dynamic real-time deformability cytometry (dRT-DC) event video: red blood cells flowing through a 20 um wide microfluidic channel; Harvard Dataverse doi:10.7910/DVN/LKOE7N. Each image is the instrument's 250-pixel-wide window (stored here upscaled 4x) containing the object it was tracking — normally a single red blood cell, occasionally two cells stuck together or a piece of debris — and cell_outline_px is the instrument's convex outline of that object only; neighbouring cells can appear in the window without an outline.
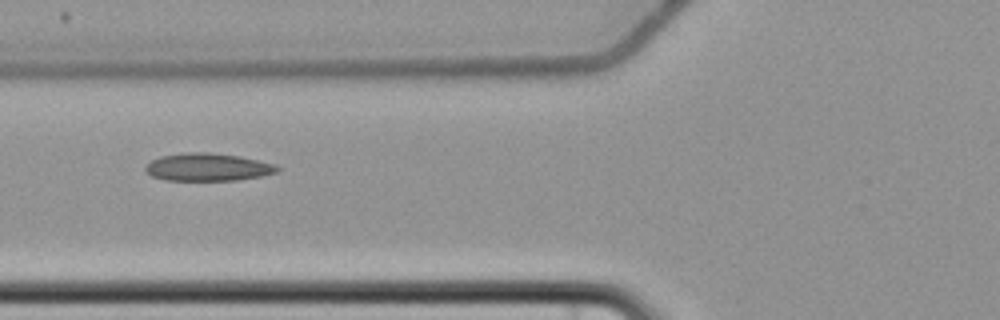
{"species": "common noctule bat (a hibernating species)", "species_latin": "Nyctalus noctula", "temperature_condition": "cold", "stored_images_in_passage": 10, "camera_frame_rate_fps": 3000, "um_per_image_px": 0.085, "animal": {"sex": "female", "body_mass_g": 22.7, "forearm_length_mm": 54.2}, "frame": {"image": 1, "passage_image": 6, "time_ms": 6.667, "image_size_px": [1000, 320], "cell_outline_px": [[280, 168], [276, 172], [260, 176], [236, 180], [164, 180], [152, 176], [144, 168], [152, 160], [160, 156], [188, 152], [208, 152], [240, 156], [276, 164]], "centroid_in_image_um": [17.67, 14.2], "position_along_channel_um": 108.1, "area_um2": 21.15}}
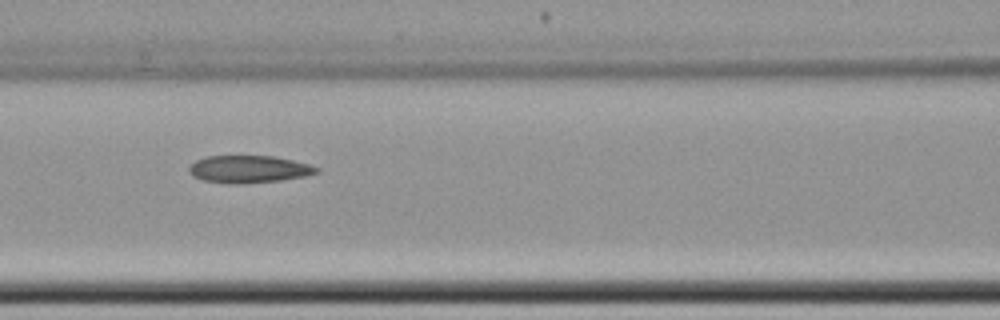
{"frame": {"image": 2, "passage_image": 7, "time_ms": 7.667, "image_size_px": [1000, 320], "cell_outline_px": [[320, 172], [304, 176], [280, 180], [244, 184], [228, 184], [204, 180], [192, 176], [188, 172], [188, 168], [196, 160], [208, 156], [272, 156], [292, 160], [308, 164], [320, 168]], "centroid_in_image_um": [21.14, 14.39], "position_along_channel_um": 145.5, "area_um2": 20.35}}